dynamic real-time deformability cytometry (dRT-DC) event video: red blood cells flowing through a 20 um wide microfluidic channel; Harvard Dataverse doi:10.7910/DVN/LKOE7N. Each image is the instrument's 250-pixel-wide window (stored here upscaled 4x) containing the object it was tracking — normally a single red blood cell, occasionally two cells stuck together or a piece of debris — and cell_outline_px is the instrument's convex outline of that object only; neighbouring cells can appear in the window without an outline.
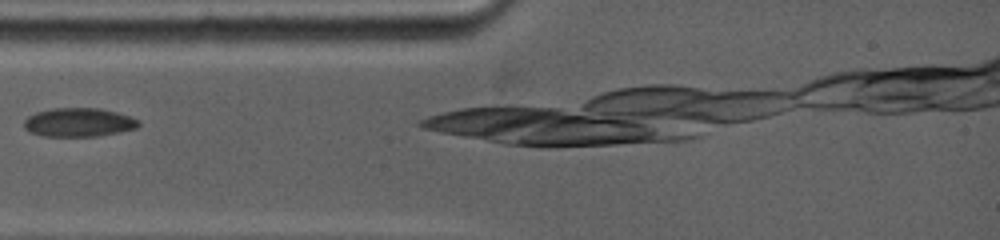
{"species": "common noctule bat (a hibernating species)", "species_latin": "Nyctalus noctula", "temperature_condition": "warm", "stored_images_in_passage": 3, "camera_frame_rate_fps": 5000, "um_per_image_px": 0.085, "animal": {"sex": "female", "body_mass_g": 19.0, "forearm_length_mm": 53.3}, "frame": {"image": 1, "passage_image": 1, "time_ms": 0.0, "image_size_px": [1000, 240], "cell_outline_px": [[140, 124], [136, 128], [120, 132], [96, 136], [44, 136], [28, 132], [24, 128], [24, 120], [28, 116], [36, 112], [52, 108], [100, 108], [116, 112], [140, 120]], "centroid_in_image_um": [6.67, 10.4], "position_along_channel_um": 78.3, "area_um2": 19.25}}